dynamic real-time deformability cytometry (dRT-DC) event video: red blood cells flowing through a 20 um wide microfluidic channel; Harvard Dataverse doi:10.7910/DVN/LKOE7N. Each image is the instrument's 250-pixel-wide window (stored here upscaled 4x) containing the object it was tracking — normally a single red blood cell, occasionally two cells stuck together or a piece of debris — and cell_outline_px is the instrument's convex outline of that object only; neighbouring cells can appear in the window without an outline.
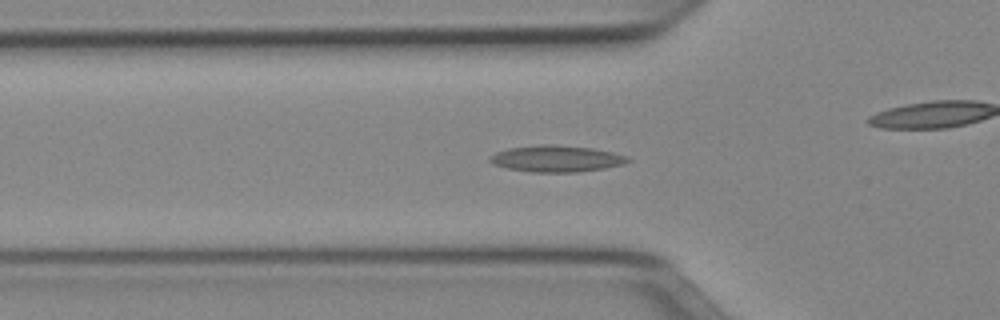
{"species": "Egyptian fruit bat (a non-hibernating species)", "species_latin": "Rousettus aegyptiacus", "temperature_condition": "cold", "stored_images_in_passage": 52, "camera_frame_rate_fps": 3000, "um_per_image_px": 0.085, "animal": {"sex": "female"}, "frame": {"image": 1, "passage_image": 17, "time_ms": 5.333, "image_size_px": [1000, 320], "cell_outline_px": [[632, 160], [624, 164], [604, 168], [580, 172], [532, 172], [508, 168], [492, 164], [488, 160], [488, 156], [496, 152], [508, 148], [540, 144], [556, 144], [592, 148], [612, 152], [628, 156]], "centroid_in_image_um": [47.29, 13.48], "position_along_channel_um": 78.5, "area_um2": 21.5}}
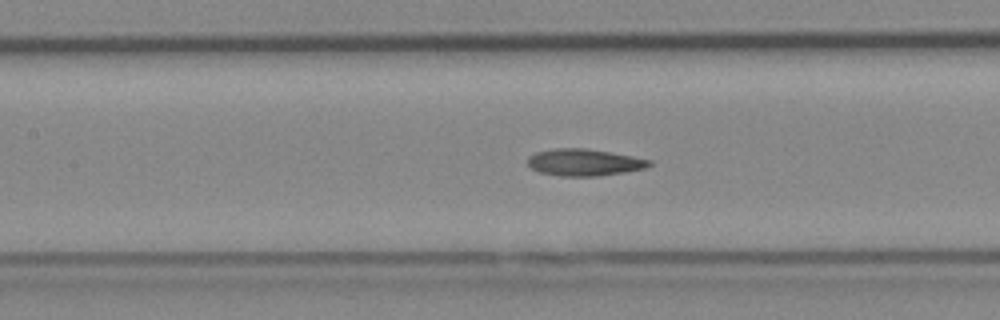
{"frame": {"image": 2, "passage_image": 23, "time_ms": 7.333, "image_size_px": [1000, 320], "cell_outline_px": [[652, 164], [644, 168], [624, 172], [600, 176], [560, 176], [540, 172], [532, 168], [528, 164], [528, 156], [536, 152], [552, 148], [584, 148], [632, 156], [652, 160]], "centroid_in_image_um": [49.64, 13.8], "position_along_channel_um": 157.8, "area_um2": 18.96}}
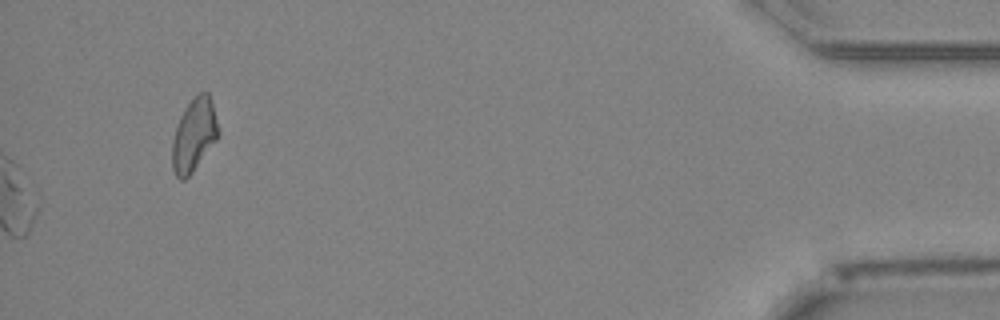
{"frame": {"image": 3, "passage_image": 52, "time_ms": 17.0, "image_size_px": [1000, 320], "cell_outline_px": [[220, 132], [216, 140], [192, 172], [184, 180], [180, 180], [176, 176], [172, 168], [172, 140], [176, 124], [184, 108], [192, 96], [196, 92], [208, 92], [212, 104]], "centroid_in_image_um": [16.47, 11.44], "position_along_channel_um": 418.7, "area_um2": 19.71}, "authors_computed_cell_mechanics": {"area_um2": 19.1029, "velocity_mm_per_s": 3.9557, "shape_relaxation_time_tau1_ms": null, "shape_relaxation_time_tau2_ms": 4.0146, "deformation_change_tau1": null, "deformation_change_tau2": 0.1274}}